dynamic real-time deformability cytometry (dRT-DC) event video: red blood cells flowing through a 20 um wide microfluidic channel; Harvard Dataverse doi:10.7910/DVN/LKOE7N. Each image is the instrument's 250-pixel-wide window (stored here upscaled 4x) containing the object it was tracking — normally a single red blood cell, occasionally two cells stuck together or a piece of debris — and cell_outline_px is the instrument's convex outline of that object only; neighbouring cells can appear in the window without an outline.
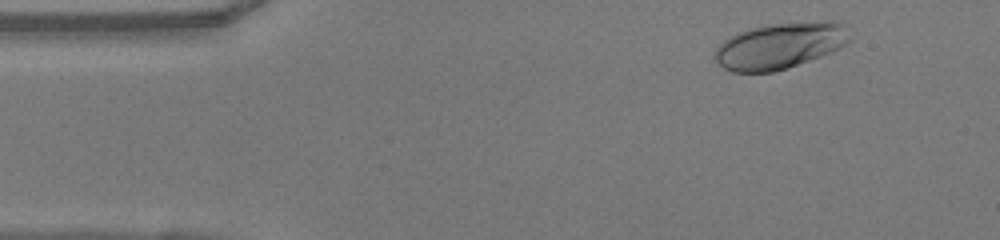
{"species": "human", "species_latin": "Homo sapiens", "temperature_condition": "warm", "stored_images_in_passage": 47, "camera_frame_rate_fps": 3000, "um_per_image_px": 0.085, "donor": {"sex": "female"}, "frame": {"image": 1, "passage_image": 3, "time_ms": 0.667, "image_size_px": [1000, 240], "cell_outline_px": [[852, 40], [840, 48], [832, 52], [788, 68], [772, 72], [732, 72], [724, 68], [712, 56], [716, 48], [724, 40], [748, 28], [764, 24], [832, 20], [836, 20], [840, 24]], "centroid_in_image_um": [66.28, 3.88], "position_along_channel_um": 18.7, "area_um2": 36.36}}
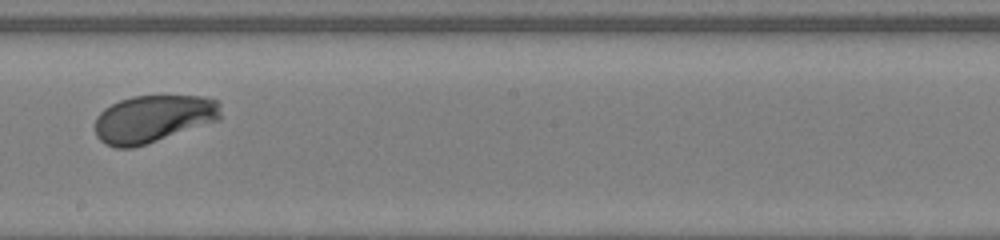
{"frame": {"image": 2, "passage_image": 25, "time_ms": 8.0, "image_size_px": [1000, 240], "cell_outline_px": [[220, 120], [148, 144], [132, 148], [116, 148], [104, 144], [96, 136], [96, 116], [104, 108], [120, 100], [132, 96], [204, 96], [216, 100], [220, 104]], "centroid_in_image_um": [13.02, 10.11], "position_along_channel_um": 235.2, "area_um2": 35.03}}
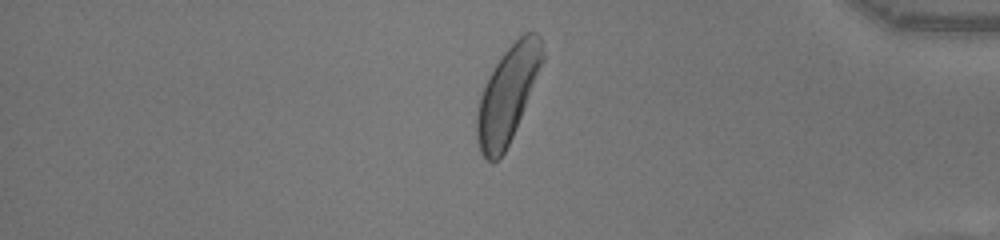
{"frame": {"image": 3, "passage_image": 39, "time_ms": 12.667, "image_size_px": [1000, 240], "cell_outline_px": [[544, 60], [512, 136], [504, 152], [496, 160], [488, 160], [480, 152], [476, 136], [476, 112], [480, 96], [488, 76], [504, 52], [524, 32], [536, 32], [540, 36], [544, 52]], "centroid_in_image_um": [43.14, 8.0], "position_along_channel_um": 392.1, "area_um2": 35.95}, "authors_computed_cell_mechanics": {"area_um2": 35.0268, "velocity_mm_per_s": 4.0576, "shape_relaxation_time_tau1_ms": 1.9869, "shape_relaxation_time_tau2_ms": null, "deformation_change_tau1": 0.1386, "deformation_change_tau2": null}}